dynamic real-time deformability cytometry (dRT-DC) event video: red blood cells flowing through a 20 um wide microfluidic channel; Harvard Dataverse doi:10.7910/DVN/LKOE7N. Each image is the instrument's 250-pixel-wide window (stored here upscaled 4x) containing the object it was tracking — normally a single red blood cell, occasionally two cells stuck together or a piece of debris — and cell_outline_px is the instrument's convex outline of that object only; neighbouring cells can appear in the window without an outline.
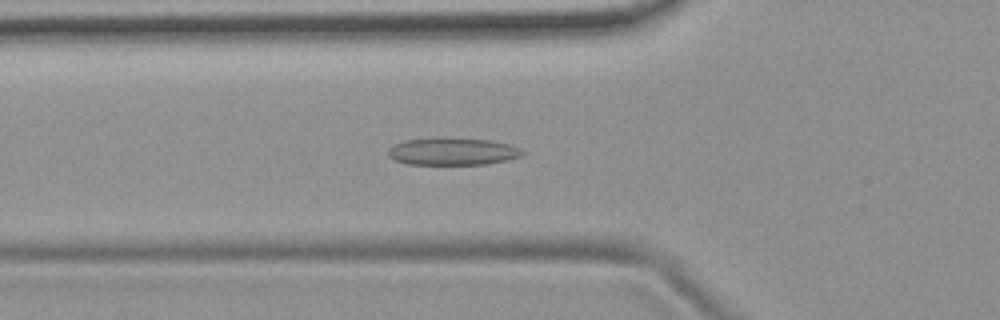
{"species": "common noctule bat (a hibernating species)", "species_latin": "Nyctalus noctula", "temperature_condition": "room temperature", "stored_images_in_passage": 54, "camera_frame_rate_fps": 3000, "um_per_image_px": 0.085, "animal": {"sex": "female", "body_mass_g": 19.9}, "frame": {"image": 1, "passage_image": 19, "time_ms": 6.0, "image_size_px": [1000, 320], "cell_outline_px": [[524, 152], [520, 156], [508, 160], [484, 164], [408, 164], [396, 160], [388, 156], [388, 148], [404, 140], [492, 140], [508, 144], [520, 148]], "centroid_in_image_um": [38.49, 12.91], "position_along_channel_um": 87.3, "area_um2": 20.4}}
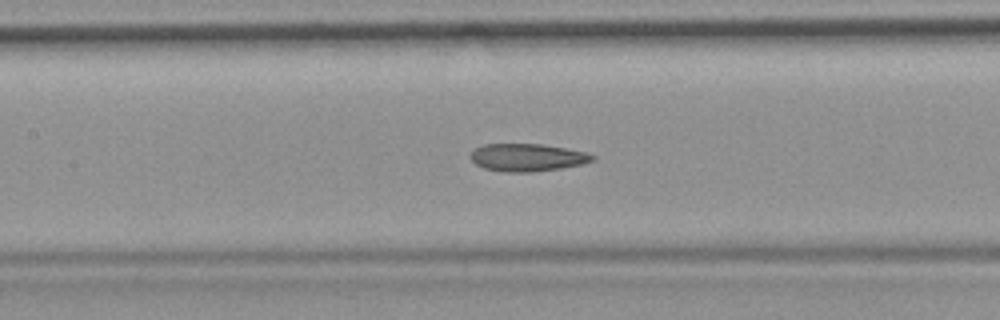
{"frame": {"image": 2, "passage_image": 25, "time_ms": 8.0, "image_size_px": [1000, 320], "cell_outline_px": [[596, 160], [584, 164], [560, 168], [532, 172], [504, 172], [484, 168], [476, 164], [468, 156], [476, 148], [484, 144], [544, 144], [588, 152], [596, 156]], "centroid_in_image_um": [44.87, 13.38], "position_along_channel_um": 162.5, "area_um2": 19.83}}
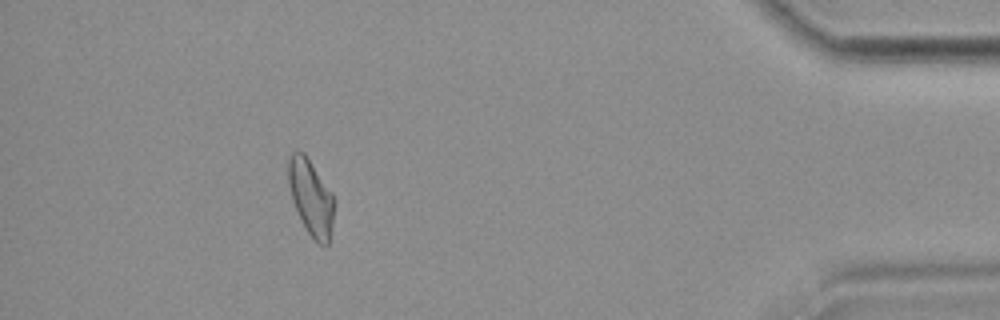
{"frame": {"image": 3, "passage_image": 49, "time_ms": 16.0, "image_size_px": [1000, 320], "cell_outline_px": [[332, 224], [328, 244], [320, 244], [308, 232], [292, 200], [288, 184], [288, 156], [292, 152], [304, 152], [332, 192]], "centroid_in_image_um": [26.4, 16.71], "position_along_channel_um": 408.8, "area_um2": 19.59}, "authors_computed_cell_mechanics": {"area_um2": 20.8658, "velocity_mm_per_s": 3.7356, "shape_relaxation_time_tau1_ms": null, "shape_relaxation_time_tau2_ms": 2.7467, "deformation_change_tau1": null, "deformation_change_tau2": 0.1079}}